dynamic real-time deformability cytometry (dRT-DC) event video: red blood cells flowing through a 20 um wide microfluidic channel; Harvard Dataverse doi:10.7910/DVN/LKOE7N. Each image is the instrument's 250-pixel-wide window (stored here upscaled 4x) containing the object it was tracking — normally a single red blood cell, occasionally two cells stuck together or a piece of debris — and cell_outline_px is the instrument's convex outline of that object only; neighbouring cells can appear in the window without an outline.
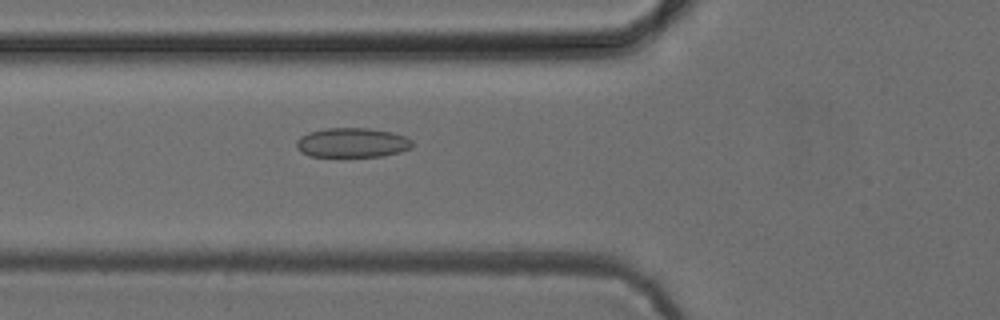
{"species": "common noctule bat (a hibernating species)", "species_latin": "Nyctalus noctula", "temperature_condition": "cold", "stored_images_in_passage": 6, "camera_frame_rate_fps": 3000, "um_per_image_px": 0.085, "animal": {"sex": "female", "body_mass_g": 24.6, "forearm_length_mm": 56.2}, "frame": {"image": 1, "passage_image": 6, "time_ms": 5.667, "image_size_px": [1000, 320], "cell_outline_px": [[412, 148], [400, 152], [384, 156], [308, 156], [300, 152], [296, 148], [296, 140], [300, 136], [308, 132], [324, 128], [368, 128], [392, 132], [404, 136], [412, 140]], "centroid_in_image_um": [29.91, 12.12], "position_along_channel_um": 95.9, "area_um2": 20.11}}